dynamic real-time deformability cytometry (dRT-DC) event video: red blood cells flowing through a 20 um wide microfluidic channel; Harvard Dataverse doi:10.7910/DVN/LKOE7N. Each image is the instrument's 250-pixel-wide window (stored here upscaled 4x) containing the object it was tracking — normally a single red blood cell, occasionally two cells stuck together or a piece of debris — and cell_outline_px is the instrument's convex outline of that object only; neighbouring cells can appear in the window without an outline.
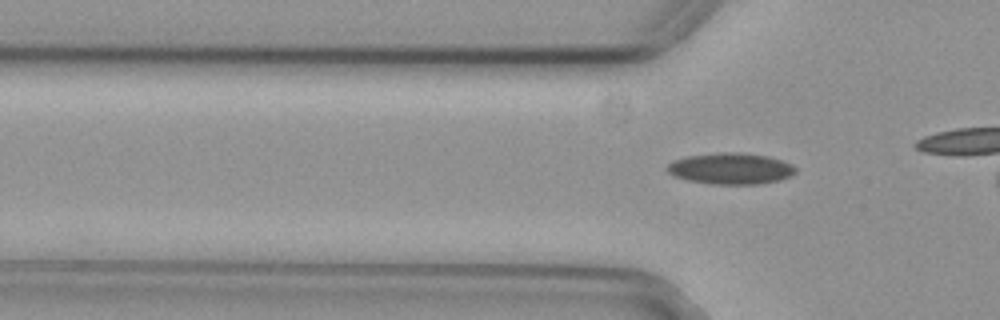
{"species": "common noctule bat (a hibernating species)", "species_latin": "Nyctalus noctula", "temperature_condition": "cold", "stored_images_in_passage": 11, "segment_of_instrument_passage": [3, 3], "camera_frame_rate_fps": 3000, "um_per_image_px": 0.085, "animal": {"sex": "female", "body_mass_g": 29.2, "forearm_length_mm": 56.3}, "frame": {"image": 1, "passage_image": 11, "time_ms": 3.333, "image_size_px": [1000, 320], "cell_outline_px": [[796, 172], [792, 176], [780, 180], [756, 184], [712, 184], [688, 180], [672, 176], [664, 168], [672, 160], [688, 156], [716, 152], [740, 152], [768, 156], [792, 164], [796, 168]], "centroid_in_image_um": [62.09, 14.32], "position_along_channel_um": 63.7, "area_um2": 23.64}}